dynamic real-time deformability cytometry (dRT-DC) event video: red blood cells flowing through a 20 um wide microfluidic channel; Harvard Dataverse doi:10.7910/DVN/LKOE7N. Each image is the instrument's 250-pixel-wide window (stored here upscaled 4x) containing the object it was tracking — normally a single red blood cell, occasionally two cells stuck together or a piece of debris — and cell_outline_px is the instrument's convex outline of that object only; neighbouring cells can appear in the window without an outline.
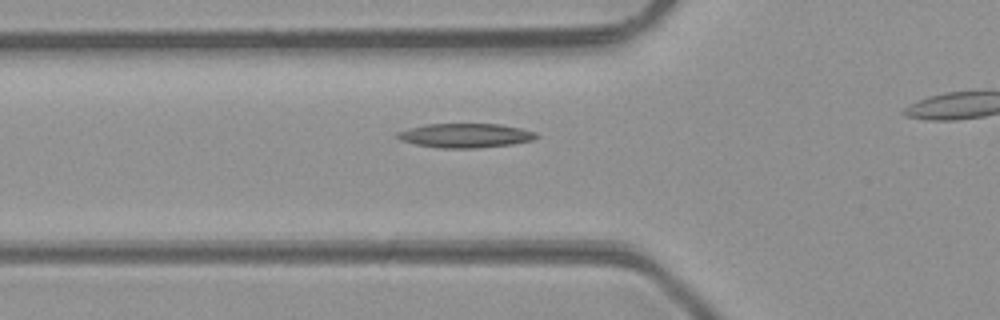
{"species": "common noctule bat (a hibernating species)", "species_latin": "Nyctalus noctula", "temperature_condition": "room temperature", "stored_images_in_passage": 24, "camera_frame_rate_fps": 3000, "um_per_image_px": 0.085, "animal": {"sex": "male", "body_mass_g": 23.1, "forearm_length_mm": 52.7}, "frame": {"image": 1, "passage_image": 2, "time_ms": 0.333, "image_size_px": [1000, 320], "cell_outline_px": [[540, 136], [532, 140], [512, 144], [476, 148], [440, 148], [416, 144], [400, 140], [396, 136], [396, 132], [408, 128], [428, 124], [500, 124], [520, 128], [536, 132]], "centroid_in_image_um": [39.56, 11.52], "position_along_channel_um": 86.2, "area_um2": 19.59}}
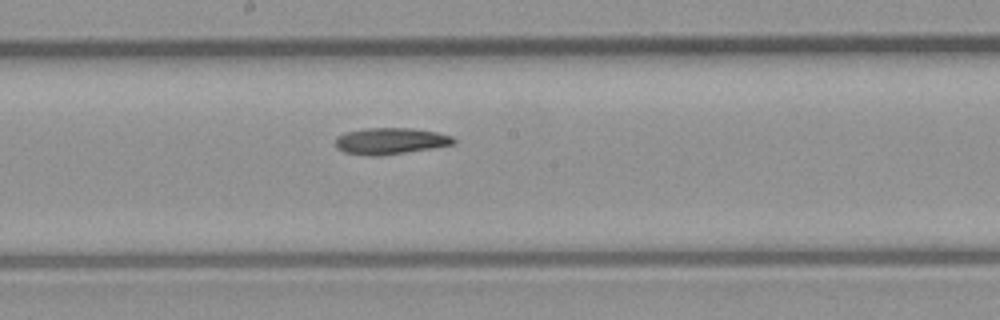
{"frame": {"image": 2, "passage_image": 11, "time_ms": 3.333, "image_size_px": [1000, 320], "cell_outline_px": [[456, 144], [432, 148], [380, 156], [368, 156], [344, 152], [336, 148], [336, 136], [344, 132], [364, 128], [412, 128], [436, 132], [452, 136], [456, 140]], "centroid_in_image_um": [33.17, 11.98], "position_along_channel_um": 215.0, "area_um2": 18.38}}
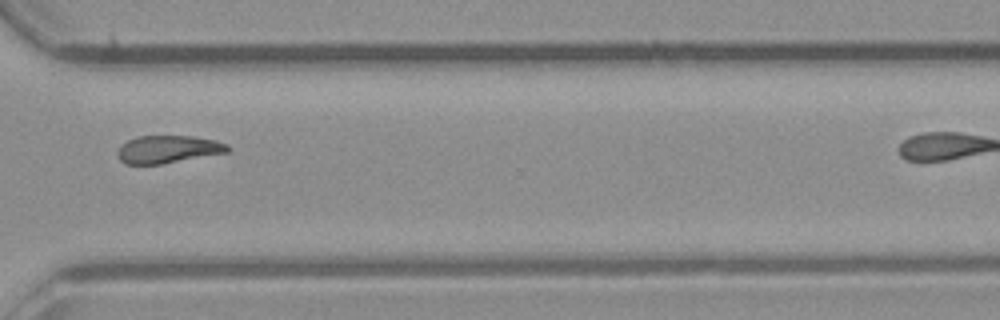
{"frame": {"image": 3, "passage_image": 21, "time_ms": 6.667, "image_size_px": [1000, 320], "cell_outline_px": [[228, 152], [160, 164], [124, 164], [120, 160], [116, 152], [120, 144], [136, 136], [192, 136], [216, 140], [228, 144]], "centroid_in_image_um": [14.23, 12.68], "position_along_channel_um": 356.4, "area_um2": 17.74}}